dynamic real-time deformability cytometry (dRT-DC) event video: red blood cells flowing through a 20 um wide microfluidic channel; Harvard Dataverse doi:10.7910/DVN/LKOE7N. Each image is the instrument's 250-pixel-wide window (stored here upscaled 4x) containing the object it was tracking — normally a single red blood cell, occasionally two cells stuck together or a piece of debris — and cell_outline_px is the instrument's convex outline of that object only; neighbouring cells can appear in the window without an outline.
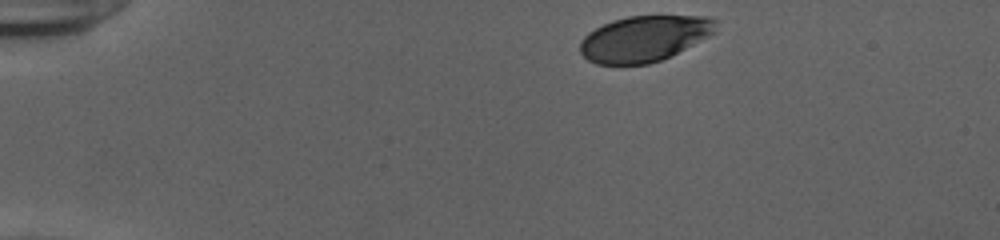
{"species": "human", "species_latin": "Homo sapiens", "temperature_condition": "cold", "stored_images_in_passage": 41, "camera_frame_rate_fps": 3000, "um_per_image_px": 0.085, "donor": {"sex": "female"}, "frame": {"image": 1, "passage_image": 1, "time_ms": 0.0, "image_size_px": [1000, 240], "cell_outline_px": [[716, 32], [660, 60], [648, 64], [596, 64], [588, 60], [580, 52], [580, 40], [588, 32], [612, 20], [628, 16], [704, 16], [716, 20]], "centroid_in_image_um": [54.72, 3.27], "position_along_channel_um": 30.3, "area_um2": 35.84}}
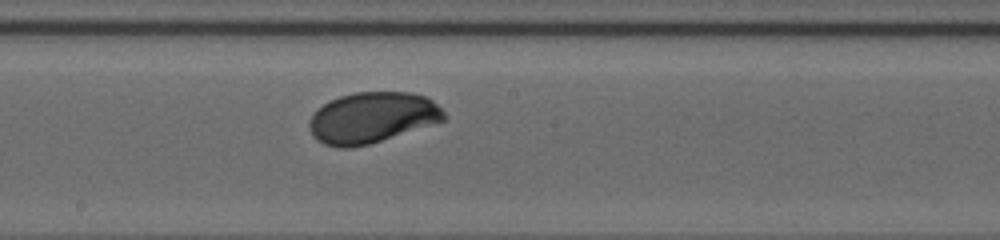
{"frame": {"image": 2, "passage_image": 22, "time_ms": 7.0, "image_size_px": [1000, 240], "cell_outline_px": [[448, 120], [368, 144], [348, 148], [336, 148], [324, 144], [316, 140], [312, 136], [308, 128], [308, 124], [312, 112], [316, 108], [340, 96], [356, 92], [412, 92], [428, 96], [448, 116]], "centroid_in_image_um": [31.63, 10.0], "position_along_channel_um": 216.6, "area_um2": 40.34}}
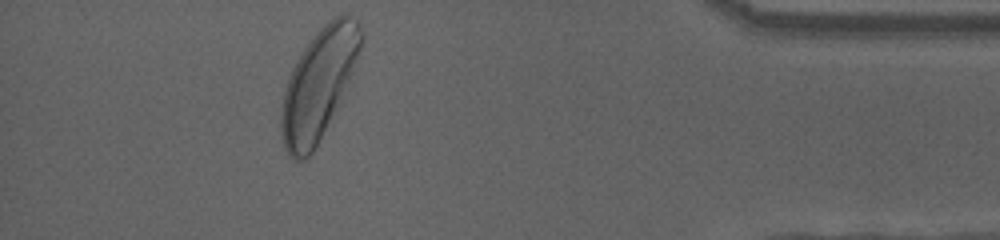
{"frame": {"image": 3, "passage_image": 40, "time_ms": 13.0, "image_size_px": [1000, 240], "cell_outline_px": [[364, 36], [356, 60], [348, 80], [312, 152], [304, 160], [296, 160], [288, 156], [284, 148], [280, 124], [280, 112], [284, 92], [292, 68], [296, 60], [304, 48], [316, 32], [324, 24], [340, 12], [348, 12], [360, 24]], "centroid_in_image_um": [27.06, 7.09], "position_along_channel_um": 408.1, "area_um2": 49.88}, "authors_computed_cell_mechanics": {"area_um2": 39.8242, "velocity_mm_per_s": 3.8473, "shape_relaxation_time_tau1_ms": 2.3928, "shape_relaxation_time_tau2_ms": null, "deformation_change_tau1": 0.1241, "deformation_change_tau2": null}}